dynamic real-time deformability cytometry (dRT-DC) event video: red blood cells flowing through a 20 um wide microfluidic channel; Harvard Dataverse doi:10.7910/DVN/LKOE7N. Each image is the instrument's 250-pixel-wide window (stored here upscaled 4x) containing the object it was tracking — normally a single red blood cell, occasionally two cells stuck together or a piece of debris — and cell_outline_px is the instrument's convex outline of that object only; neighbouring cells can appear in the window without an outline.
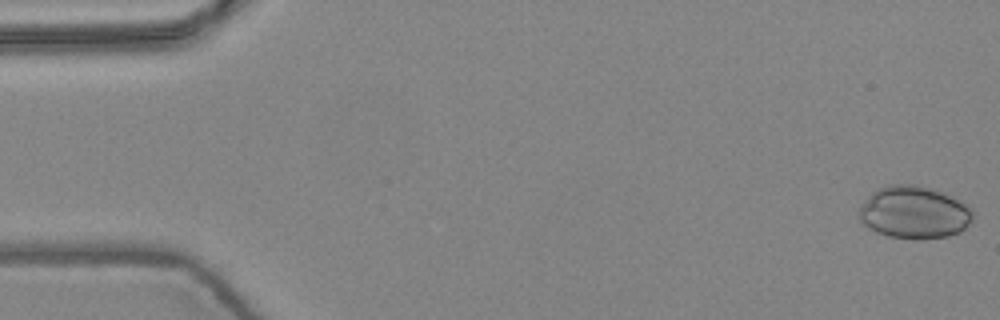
{"species": "common noctule bat (a hibernating species)", "species_latin": "Nyctalus noctula", "temperature_condition": "warm", "stored_images_in_passage": 6, "camera_frame_rate_fps": 3000, "um_per_image_px": 0.085, "animal": {"sex": "female", "body_mass_g": 24.6, "forearm_length_mm": 56.2}, "frame": {"image": 1, "passage_image": 1, "time_ms": 0.0, "image_size_px": [1000, 320], "cell_outline_px": [[972, 220], [960, 232], [948, 236], [888, 236], [876, 232], [868, 228], [860, 220], [856, 212], [860, 204], [872, 192], [880, 188], [892, 184], [912, 184], [932, 188], [956, 196], [972, 208]], "centroid_in_image_um": [77.68, 18.0], "position_along_channel_um": 7.3, "area_um2": 34.56}}